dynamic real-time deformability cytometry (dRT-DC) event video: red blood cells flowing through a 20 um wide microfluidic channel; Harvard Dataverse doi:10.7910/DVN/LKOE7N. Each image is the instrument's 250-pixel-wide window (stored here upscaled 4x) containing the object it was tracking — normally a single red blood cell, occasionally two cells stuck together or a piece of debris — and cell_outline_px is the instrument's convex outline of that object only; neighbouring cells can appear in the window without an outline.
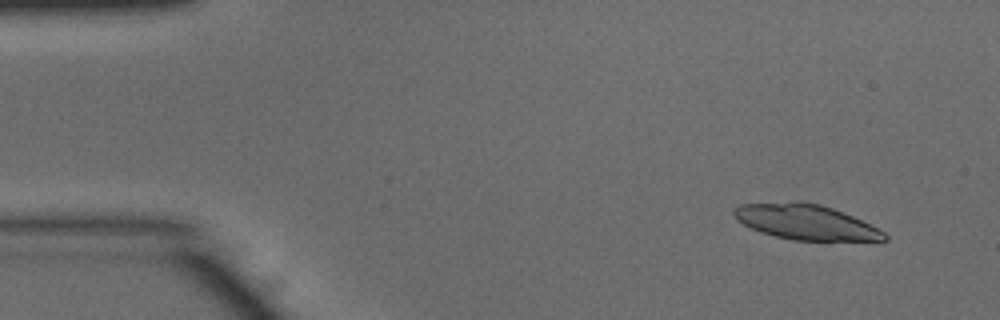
{"species": "common noctule bat (a hibernating species)", "species_latin": "Nyctalus noctula", "temperature_condition": "warm", "stored_images_in_passage": 48, "segment_of_instrument_passage": [1, 2], "camera_frame_rate_fps": 3000, "um_per_image_px": 0.085, "animal": {"sex": "male", "body_mass_g": 15.6}, "frame": {"image": 1, "passage_image": 2, "time_ms": 0.333, "image_size_px": [1000, 320], "cell_outline_px": [[888, 240], [792, 240], [760, 232], [736, 220], [732, 212], [740, 204], [796, 200], [800, 200], [820, 204], [832, 208], [852, 216], [884, 232], [888, 236]], "centroid_in_image_um": [68.42, 18.85], "position_along_channel_um": 16.6, "area_um2": 30.69}}